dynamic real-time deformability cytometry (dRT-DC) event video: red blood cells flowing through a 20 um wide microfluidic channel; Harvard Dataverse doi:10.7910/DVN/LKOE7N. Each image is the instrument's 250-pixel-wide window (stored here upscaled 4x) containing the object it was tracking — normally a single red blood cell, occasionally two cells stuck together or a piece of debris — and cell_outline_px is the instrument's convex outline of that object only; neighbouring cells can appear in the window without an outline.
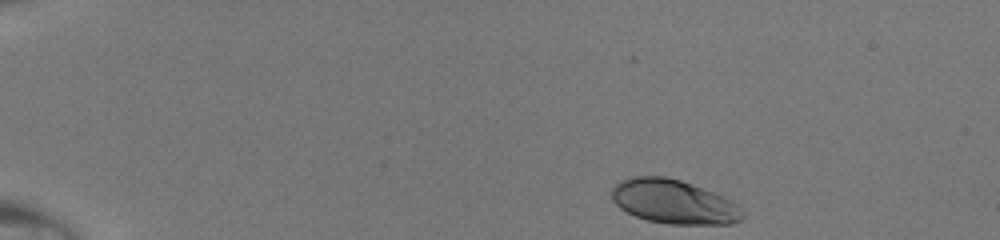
{"species": "human", "species_latin": "Homo sapiens", "temperature_condition": "room temperature", "stored_images_in_passage": 41, "camera_frame_rate_fps": 3000, "um_per_image_px": 0.085, "donor": {"sex": "male"}, "frame": {"image": 1, "passage_image": 1, "time_ms": 0.0, "image_size_px": [1000, 240], "cell_outline_px": [[744, 216], [740, 220], [732, 224], [668, 224], [648, 220], [636, 216], [620, 208], [616, 204], [612, 196], [612, 188], [616, 184], [624, 180], [636, 176], [664, 176], [680, 180], [712, 192], [736, 204], [740, 208]], "centroid_in_image_um": [57.26, 17.16], "position_along_channel_um": 27.7, "area_um2": 33.0}}
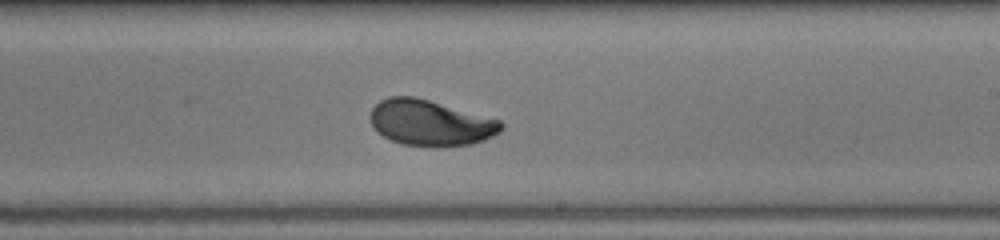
{"frame": {"image": 2, "passage_image": 24, "time_ms": 7.667, "image_size_px": [1000, 240], "cell_outline_px": [[504, 124], [500, 132], [484, 140], [472, 144], [444, 148], [436, 148], [404, 144], [392, 140], [376, 132], [372, 128], [372, 108], [380, 100], [388, 96], [416, 96], [500, 120]], "centroid_in_image_um": [36.59, 10.46], "position_along_channel_um": 252.4, "area_um2": 35.2}}
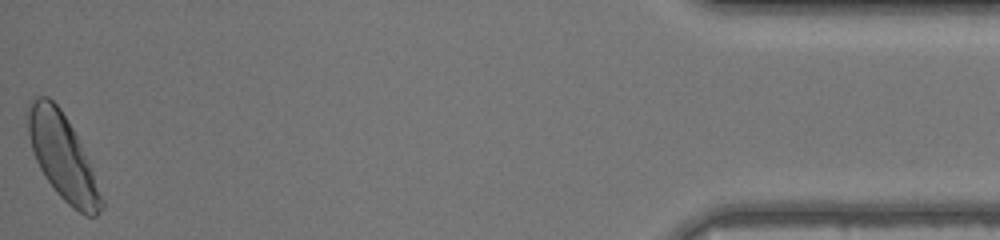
{"frame": {"image": 3, "passage_image": 41, "time_ms": 13.333, "image_size_px": [1000, 240], "cell_outline_px": [[104, 208], [96, 216], [88, 216], [72, 208], [56, 192], [44, 176], [36, 160], [32, 148], [28, 132], [24, 112], [28, 104], [36, 96], [48, 96], [60, 108], [72, 128], [76, 136], [92, 172], [104, 200]], "centroid_in_image_um": [5.27, 13.31], "position_along_channel_um": 429.9, "area_um2": 36.01}}